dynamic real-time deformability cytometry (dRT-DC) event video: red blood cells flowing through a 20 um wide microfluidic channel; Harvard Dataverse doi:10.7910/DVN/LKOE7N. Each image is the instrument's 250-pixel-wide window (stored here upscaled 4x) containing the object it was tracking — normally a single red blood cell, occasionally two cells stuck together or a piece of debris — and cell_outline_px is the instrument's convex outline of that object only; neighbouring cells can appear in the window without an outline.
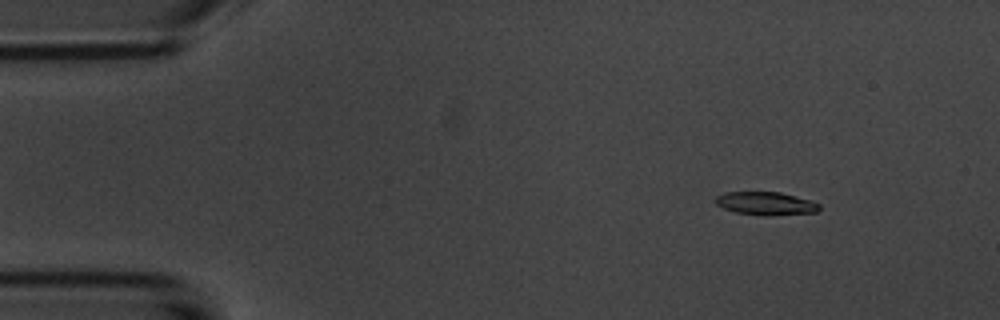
{"species": "common noctule bat (a hibernating species)", "species_latin": "Nyctalus noctula", "temperature_condition": "room temperature", "stored_images_in_passage": 49, "camera_frame_rate_fps": 3000, "um_per_image_px": 0.085, "animal": {"sex": "male", "body_mass_g": 20.1, "forearm_length_mm": 53.5}, "frame": {"image": 1, "passage_image": 1, "time_ms": 0.0, "image_size_px": [1000, 320], "cell_outline_px": [[820, 208], [816, 212], [768, 216], [764, 216], [736, 212], [724, 208], [716, 204], [712, 200], [716, 196], [724, 192], [780, 192], [808, 200], [820, 204]], "centroid_in_image_um": [65.04, 17.29], "position_along_channel_um": 20.0, "area_um2": 13.99}}
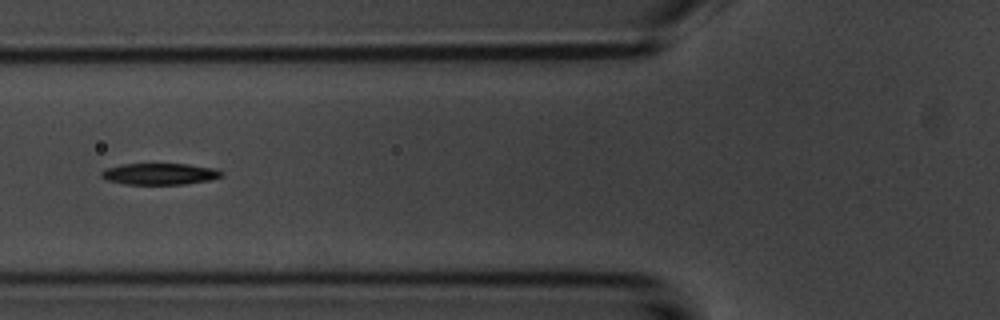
{"frame": {"image": 2, "passage_image": 15, "time_ms": 4.667, "image_size_px": [1000, 320], "cell_outline_px": [[224, 176], [212, 180], [184, 184], [124, 184], [108, 180], [100, 176], [100, 172], [104, 168], [124, 164], [188, 164], [216, 168], [224, 172]], "centroid_in_image_um": [13.62, 14.78], "position_along_channel_um": 112.2, "area_um2": 15.2}}
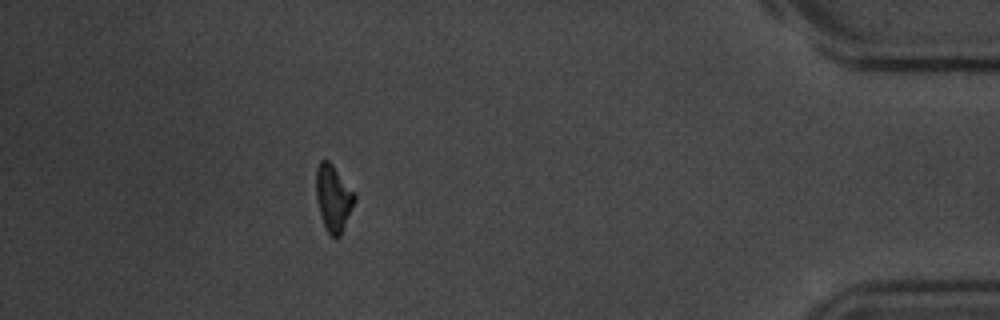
{"frame": {"image": 3, "passage_image": 43, "time_ms": 14.0, "image_size_px": [1000, 320], "cell_outline_px": [[356, 200], [340, 236], [332, 236], [328, 232], [324, 224], [316, 200], [316, 168], [320, 160], [328, 160], [332, 164], [356, 192]], "centroid_in_image_um": [28.35, 16.79], "position_along_channel_um": 406.8, "area_um2": 14.91}, "authors_computed_cell_mechanics": {"area_um2": 15.028, "velocity_mm_per_s": 3.7057, "shape_relaxation_time_tau1_ms": 3.595, "shape_relaxation_time_tau2_ms": null, "deformation_change_tau1": 0.1348, "deformation_change_tau2": null}}